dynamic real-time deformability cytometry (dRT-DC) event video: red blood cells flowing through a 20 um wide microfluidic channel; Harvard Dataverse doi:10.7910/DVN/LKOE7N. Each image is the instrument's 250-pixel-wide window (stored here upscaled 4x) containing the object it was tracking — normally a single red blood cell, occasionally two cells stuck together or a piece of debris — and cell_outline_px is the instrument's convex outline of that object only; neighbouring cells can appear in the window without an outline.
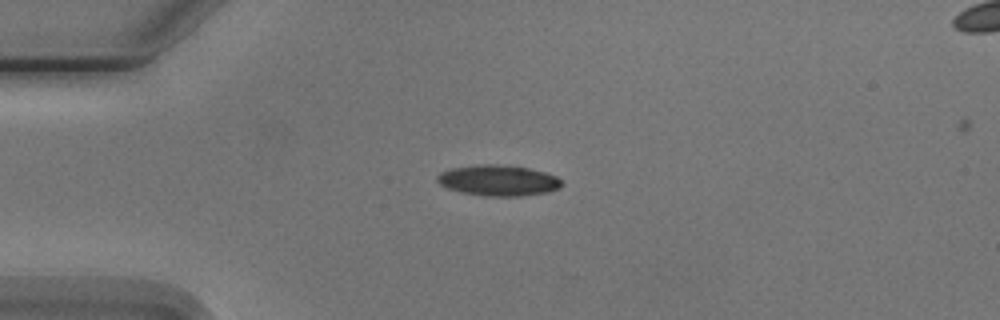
{"species": "Egyptian fruit bat (a non-hibernating species)", "species_latin": "Rousettus aegyptiacus", "temperature_condition": "cold", "stored_images_in_passage": 5, "camera_frame_rate_fps": 3000, "um_per_image_px": 0.085, "animal": {"sex": "male"}, "frame": {"image": 1, "passage_image": 3, "time_ms": 2.333, "image_size_px": [1000, 320], "cell_outline_px": [[564, 184], [560, 188], [548, 192], [520, 196], [484, 196], [460, 192], [448, 188], [440, 184], [436, 180], [436, 176], [440, 172], [452, 168], [476, 164], [500, 164], [528, 168], [544, 172], [556, 176]], "centroid_in_image_um": [42.34, 15.33], "position_along_channel_um": 42.7, "area_um2": 22.48}}
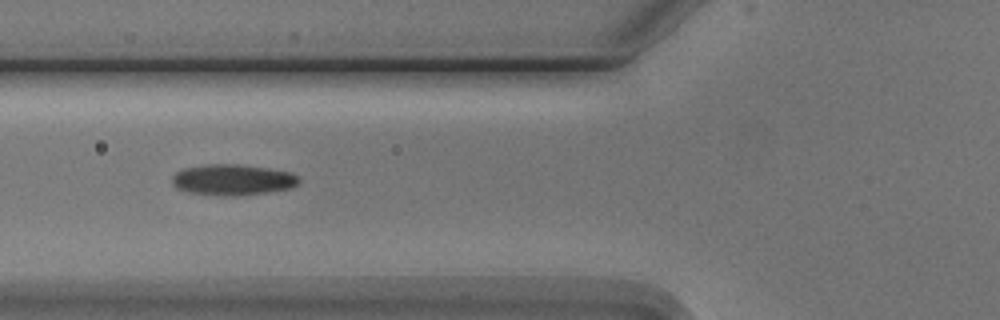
{"frame": {"image": 2, "passage_image": 5, "time_ms": 4.667, "image_size_px": [1000, 320], "cell_outline_px": [[300, 180], [292, 188], [268, 192], [236, 196], [224, 196], [188, 192], [176, 188], [172, 184], [172, 176], [176, 172], [184, 168], [208, 164], [236, 164], [268, 168], [288, 172], [296, 176]], "centroid_in_image_um": [19.74, 15.29], "position_along_channel_um": 106.1, "area_um2": 22.77}}